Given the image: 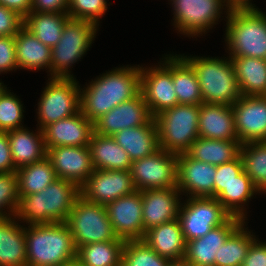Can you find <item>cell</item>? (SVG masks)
Here are the masks:
<instances>
[{"label": "cell", "instance_id": "1", "mask_svg": "<svg viewBox=\"0 0 266 266\" xmlns=\"http://www.w3.org/2000/svg\"><path fill=\"white\" fill-rule=\"evenodd\" d=\"M84 88L80 89L81 112L94 123L114 107L140 93V66L115 68L99 75Z\"/></svg>", "mask_w": 266, "mask_h": 266}, {"label": "cell", "instance_id": "2", "mask_svg": "<svg viewBox=\"0 0 266 266\" xmlns=\"http://www.w3.org/2000/svg\"><path fill=\"white\" fill-rule=\"evenodd\" d=\"M79 196L75 183L57 178L38 193L19 195L15 217L27 225L65 223Z\"/></svg>", "mask_w": 266, "mask_h": 266}, {"label": "cell", "instance_id": "3", "mask_svg": "<svg viewBox=\"0 0 266 266\" xmlns=\"http://www.w3.org/2000/svg\"><path fill=\"white\" fill-rule=\"evenodd\" d=\"M27 266H59L77 258V249L66 223L25 226Z\"/></svg>", "mask_w": 266, "mask_h": 266}, {"label": "cell", "instance_id": "4", "mask_svg": "<svg viewBox=\"0 0 266 266\" xmlns=\"http://www.w3.org/2000/svg\"><path fill=\"white\" fill-rule=\"evenodd\" d=\"M181 56L195 71L203 103L232 106L242 96L230 57Z\"/></svg>", "mask_w": 266, "mask_h": 266}, {"label": "cell", "instance_id": "5", "mask_svg": "<svg viewBox=\"0 0 266 266\" xmlns=\"http://www.w3.org/2000/svg\"><path fill=\"white\" fill-rule=\"evenodd\" d=\"M226 18L229 57L266 60V14L260 9L230 10Z\"/></svg>", "mask_w": 266, "mask_h": 266}, {"label": "cell", "instance_id": "6", "mask_svg": "<svg viewBox=\"0 0 266 266\" xmlns=\"http://www.w3.org/2000/svg\"><path fill=\"white\" fill-rule=\"evenodd\" d=\"M200 105L177 104L154 117L159 149L173 154L187 153L199 137Z\"/></svg>", "mask_w": 266, "mask_h": 266}, {"label": "cell", "instance_id": "7", "mask_svg": "<svg viewBox=\"0 0 266 266\" xmlns=\"http://www.w3.org/2000/svg\"><path fill=\"white\" fill-rule=\"evenodd\" d=\"M97 28L94 22L85 20L69 19L65 23L59 42L51 48V78H74L70 68L89 50Z\"/></svg>", "mask_w": 266, "mask_h": 266}, {"label": "cell", "instance_id": "8", "mask_svg": "<svg viewBox=\"0 0 266 266\" xmlns=\"http://www.w3.org/2000/svg\"><path fill=\"white\" fill-rule=\"evenodd\" d=\"M69 227L76 249L83 245L116 240L105 205L85 200L81 195L65 222Z\"/></svg>", "mask_w": 266, "mask_h": 266}, {"label": "cell", "instance_id": "9", "mask_svg": "<svg viewBox=\"0 0 266 266\" xmlns=\"http://www.w3.org/2000/svg\"><path fill=\"white\" fill-rule=\"evenodd\" d=\"M38 102V124L47 125L70 117L81 110L80 85L75 78H48Z\"/></svg>", "mask_w": 266, "mask_h": 266}, {"label": "cell", "instance_id": "10", "mask_svg": "<svg viewBox=\"0 0 266 266\" xmlns=\"http://www.w3.org/2000/svg\"><path fill=\"white\" fill-rule=\"evenodd\" d=\"M232 215L213 197H188L181 203L178 220L185 242L206 235L212 228L225 224Z\"/></svg>", "mask_w": 266, "mask_h": 266}, {"label": "cell", "instance_id": "11", "mask_svg": "<svg viewBox=\"0 0 266 266\" xmlns=\"http://www.w3.org/2000/svg\"><path fill=\"white\" fill-rule=\"evenodd\" d=\"M174 11V27L180 34L193 36L206 34L221 17L228 14L222 0H170ZM225 7V8H224ZM223 9V10H222Z\"/></svg>", "mask_w": 266, "mask_h": 266}, {"label": "cell", "instance_id": "12", "mask_svg": "<svg viewBox=\"0 0 266 266\" xmlns=\"http://www.w3.org/2000/svg\"><path fill=\"white\" fill-rule=\"evenodd\" d=\"M163 59L159 66L140 67V92L153 117L178 104L172 78V54Z\"/></svg>", "mask_w": 266, "mask_h": 266}, {"label": "cell", "instance_id": "13", "mask_svg": "<svg viewBox=\"0 0 266 266\" xmlns=\"http://www.w3.org/2000/svg\"><path fill=\"white\" fill-rule=\"evenodd\" d=\"M178 155L159 149L153 155L132 161L130 172L136 190L177 187Z\"/></svg>", "mask_w": 266, "mask_h": 266}, {"label": "cell", "instance_id": "14", "mask_svg": "<svg viewBox=\"0 0 266 266\" xmlns=\"http://www.w3.org/2000/svg\"><path fill=\"white\" fill-rule=\"evenodd\" d=\"M136 188L130 170H98L80 187V195L87 201L107 205L130 195Z\"/></svg>", "mask_w": 266, "mask_h": 266}, {"label": "cell", "instance_id": "15", "mask_svg": "<svg viewBox=\"0 0 266 266\" xmlns=\"http://www.w3.org/2000/svg\"><path fill=\"white\" fill-rule=\"evenodd\" d=\"M108 218L115 235L124 241L142 240L144 225L142 219L141 191L122 196L106 205Z\"/></svg>", "mask_w": 266, "mask_h": 266}, {"label": "cell", "instance_id": "16", "mask_svg": "<svg viewBox=\"0 0 266 266\" xmlns=\"http://www.w3.org/2000/svg\"><path fill=\"white\" fill-rule=\"evenodd\" d=\"M232 108L241 144L266 141V96L242 95Z\"/></svg>", "mask_w": 266, "mask_h": 266}, {"label": "cell", "instance_id": "17", "mask_svg": "<svg viewBox=\"0 0 266 266\" xmlns=\"http://www.w3.org/2000/svg\"><path fill=\"white\" fill-rule=\"evenodd\" d=\"M153 118L140 92L97 119L93 123L94 132L103 136H113L126 128L147 125Z\"/></svg>", "mask_w": 266, "mask_h": 266}, {"label": "cell", "instance_id": "18", "mask_svg": "<svg viewBox=\"0 0 266 266\" xmlns=\"http://www.w3.org/2000/svg\"><path fill=\"white\" fill-rule=\"evenodd\" d=\"M57 178L75 183L79 188L94 172L88 146H59L47 150Z\"/></svg>", "mask_w": 266, "mask_h": 266}, {"label": "cell", "instance_id": "19", "mask_svg": "<svg viewBox=\"0 0 266 266\" xmlns=\"http://www.w3.org/2000/svg\"><path fill=\"white\" fill-rule=\"evenodd\" d=\"M216 165L193 159L188 153L178 155L177 188L188 197H213ZM189 194V196H188Z\"/></svg>", "mask_w": 266, "mask_h": 266}, {"label": "cell", "instance_id": "20", "mask_svg": "<svg viewBox=\"0 0 266 266\" xmlns=\"http://www.w3.org/2000/svg\"><path fill=\"white\" fill-rule=\"evenodd\" d=\"M144 234L152 227L178 218L181 192L177 187L141 191Z\"/></svg>", "mask_w": 266, "mask_h": 266}, {"label": "cell", "instance_id": "21", "mask_svg": "<svg viewBox=\"0 0 266 266\" xmlns=\"http://www.w3.org/2000/svg\"><path fill=\"white\" fill-rule=\"evenodd\" d=\"M42 131L48 150L59 146H88L94 126L80 110L70 117L47 125Z\"/></svg>", "mask_w": 266, "mask_h": 266}, {"label": "cell", "instance_id": "22", "mask_svg": "<svg viewBox=\"0 0 266 266\" xmlns=\"http://www.w3.org/2000/svg\"><path fill=\"white\" fill-rule=\"evenodd\" d=\"M243 222L241 218L232 216L225 224L212 228L206 235L186 242L184 259L193 266H215L216 251Z\"/></svg>", "mask_w": 266, "mask_h": 266}, {"label": "cell", "instance_id": "23", "mask_svg": "<svg viewBox=\"0 0 266 266\" xmlns=\"http://www.w3.org/2000/svg\"><path fill=\"white\" fill-rule=\"evenodd\" d=\"M199 137L217 140H238L232 106L200 104Z\"/></svg>", "mask_w": 266, "mask_h": 266}, {"label": "cell", "instance_id": "24", "mask_svg": "<svg viewBox=\"0 0 266 266\" xmlns=\"http://www.w3.org/2000/svg\"><path fill=\"white\" fill-rule=\"evenodd\" d=\"M37 130L34 133L22 127L7 132L12 160L17 170L47 156L43 131L38 127Z\"/></svg>", "mask_w": 266, "mask_h": 266}, {"label": "cell", "instance_id": "25", "mask_svg": "<svg viewBox=\"0 0 266 266\" xmlns=\"http://www.w3.org/2000/svg\"><path fill=\"white\" fill-rule=\"evenodd\" d=\"M142 240L164 258H184L186 242L178 219L150 228Z\"/></svg>", "mask_w": 266, "mask_h": 266}, {"label": "cell", "instance_id": "26", "mask_svg": "<svg viewBox=\"0 0 266 266\" xmlns=\"http://www.w3.org/2000/svg\"><path fill=\"white\" fill-rule=\"evenodd\" d=\"M16 219H0V266H27L25 227Z\"/></svg>", "mask_w": 266, "mask_h": 266}, {"label": "cell", "instance_id": "27", "mask_svg": "<svg viewBox=\"0 0 266 266\" xmlns=\"http://www.w3.org/2000/svg\"><path fill=\"white\" fill-rule=\"evenodd\" d=\"M112 137L129 154L132 161L153 155L159 150L154 118L147 125L126 128Z\"/></svg>", "mask_w": 266, "mask_h": 266}, {"label": "cell", "instance_id": "28", "mask_svg": "<svg viewBox=\"0 0 266 266\" xmlns=\"http://www.w3.org/2000/svg\"><path fill=\"white\" fill-rule=\"evenodd\" d=\"M16 61L18 69L47 70L51 78V47L40 42L24 26L15 35Z\"/></svg>", "mask_w": 266, "mask_h": 266}, {"label": "cell", "instance_id": "29", "mask_svg": "<svg viewBox=\"0 0 266 266\" xmlns=\"http://www.w3.org/2000/svg\"><path fill=\"white\" fill-rule=\"evenodd\" d=\"M88 147L94 169L119 171L131 169L132 160L129 154L112 136L93 132Z\"/></svg>", "mask_w": 266, "mask_h": 266}, {"label": "cell", "instance_id": "30", "mask_svg": "<svg viewBox=\"0 0 266 266\" xmlns=\"http://www.w3.org/2000/svg\"><path fill=\"white\" fill-rule=\"evenodd\" d=\"M242 95L266 96V60L230 57Z\"/></svg>", "mask_w": 266, "mask_h": 266}, {"label": "cell", "instance_id": "31", "mask_svg": "<svg viewBox=\"0 0 266 266\" xmlns=\"http://www.w3.org/2000/svg\"><path fill=\"white\" fill-rule=\"evenodd\" d=\"M239 140H217L198 137L187 152L193 159L221 165L233 161L239 156Z\"/></svg>", "mask_w": 266, "mask_h": 266}, {"label": "cell", "instance_id": "32", "mask_svg": "<svg viewBox=\"0 0 266 266\" xmlns=\"http://www.w3.org/2000/svg\"><path fill=\"white\" fill-rule=\"evenodd\" d=\"M70 19L67 13L34 12L24 18V27L44 45L54 47L60 40L64 25Z\"/></svg>", "mask_w": 266, "mask_h": 266}, {"label": "cell", "instance_id": "33", "mask_svg": "<svg viewBox=\"0 0 266 266\" xmlns=\"http://www.w3.org/2000/svg\"><path fill=\"white\" fill-rule=\"evenodd\" d=\"M172 78L178 104L200 105L203 103L195 71L181 55L172 54Z\"/></svg>", "mask_w": 266, "mask_h": 266}, {"label": "cell", "instance_id": "34", "mask_svg": "<svg viewBox=\"0 0 266 266\" xmlns=\"http://www.w3.org/2000/svg\"><path fill=\"white\" fill-rule=\"evenodd\" d=\"M260 193V191L253 185L250 177L243 171L235 180L231 182L225 189L216 197V199L223 205V207L232 215L242 220L247 213L244 208L245 204L249 202L252 196Z\"/></svg>", "mask_w": 266, "mask_h": 266}, {"label": "cell", "instance_id": "35", "mask_svg": "<svg viewBox=\"0 0 266 266\" xmlns=\"http://www.w3.org/2000/svg\"><path fill=\"white\" fill-rule=\"evenodd\" d=\"M124 244V240L117 238L83 245L77 249L76 260L81 266H122Z\"/></svg>", "mask_w": 266, "mask_h": 266}, {"label": "cell", "instance_id": "36", "mask_svg": "<svg viewBox=\"0 0 266 266\" xmlns=\"http://www.w3.org/2000/svg\"><path fill=\"white\" fill-rule=\"evenodd\" d=\"M16 174L19 195L38 193L57 179L52 162L47 156L38 162L19 168Z\"/></svg>", "mask_w": 266, "mask_h": 266}, {"label": "cell", "instance_id": "37", "mask_svg": "<svg viewBox=\"0 0 266 266\" xmlns=\"http://www.w3.org/2000/svg\"><path fill=\"white\" fill-rule=\"evenodd\" d=\"M244 224L247 225L246 221L216 251L215 266H242L251 243L257 238Z\"/></svg>", "mask_w": 266, "mask_h": 266}, {"label": "cell", "instance_id": "38", "mask_svg": "<svg viewBox=\"0 0 266 266\" xmlns=\"http://www.w3.org/2000/svg\"><path fill=\"white\" fill-rule=\"evenodd\" d=\"M239 156L243 163V171L260 193L266 194V141L241 144Z\"/></svg>", "mask_w": 266, "mask_h": 266}, {"label": "cell", "instance_id": "39", "mask_svg": "<svg viewBox=\"0 0 266 266\" xmlns=\"http://www.w3.org/2000/svg\"><path fill=\"white\" fill-rule=\"evenodd\" d=\"M169 259L160 256L143 240L125 241L122 266H167Z\"/></svg>", "mask_w": 266, "mask_h": 266}, {"label": "cell", "instance_id": "40", "mask_svg": "<svg viewBox=\"0 0 266 266\" xmlns=\"http://www.w3.org/2000/svg\"><path fill=\"white\" fill-rule=\"evenodd\" d=\"M23 104L7 88L0 95V131L8 132L24 127Z\"/></svg>", "mask_w": 266, "mask_h": 266}, {"label": "cell", "instance_id": "41", "mask_svg": "<svg viewBox=\"0 0 266 266\" xmlns=\"http://www.w3.org/2000/svg\"><path fill=\"white\" fill-rule=\"evenodd\" d=\"M19 198L16 172L0 173V219L15 216Z\"/></svg>", "mask_w": 266, "mask_h": 266}, {"label": "cell", "instance_id": "42", "mask_svg": "<svg viewBox=\"0 0 266 266\" xmlns=\"http://www.w3.org/2000/svg\"><path fill=\"white\" fill-rule=\"evenodd\" d=\"M107 8L106 0H68L67 14L70 19L94 22L99 26V19Z\"/></svg>", "mask_w": 266, "mask_h": 266}, {"label": "cell", "instance_id": "43", "mask_svg": "<svg viewBox=\"0 0 266 266\" xmlns=\"http://www.w3.org/2000/svg\"><path fill=\"white\" fill-rule=\"evenodd\" d=\"M243 172V163L238 156L231 162L216 166L214 179V198H216L231 182Z\"/></svg>", "mask_w": 266, "mask_h": 266}, {"label": "cell", "instance_id": "44", "mask_svg": "<svg viewBox=\"0 0 266 266\" xmlns=\"http://www.w3.org/2000/svg\"><path fill=\"white\" fill-rule=\"evenodd\" d=\"M17 69L15 36H0V74Z\"/></svg>", "mask_w": 266, "mask_h": 266}, {"label": "cell", "instance_id": "45", "mask_svg": "<svg viewBox=\"0 0 266 266\" xmlns=\"http://www.w3.org/2000/svg\"><path fill=\"white\" fill-rule=\"evenodd\" d=\"M23 25V17L0 5V36H15Z\"/></svg>", "mask_w": 266, "mask_h": 266}, {"label": "cell", "instance_id": "46", "mask_svg": "<svg viewBox=\"0 0 266 266\" xmlns=\"http://www.w3.org/2000/svg\"><path fill=\"white\" fill-rule=\"evenodd\" d=\"M242 266H266V243L255 239L250 245Z\"/></svg>", "mask_w": 266, "mask_h": 266}, {"label": "cell", "instance_id": "47", "mask_svg": "<svg viewBox=\"0 0 266 266\" xmlns=\"http://www.w3.org/2000/svg\"><path fill=\"white\" fill-rule=\"evenodd\" d=\"M8 140V133L0 131V173L16 172Z\"/></svg>", "mask_w": 266, "mask_h": 266}, {"label": "cell", "instance_id": "48", "mask_svg": "<svg viewBox=\"0 0 266 266\" xmlns=\"http://www.w3.org/2000/svg\"><path fill=\"white\" fill-rule=\"evenodd\" d=\"M68 0H32L34 12L67 13Z\"/></svg>", "mask_w": 266, "mask_h": 266}, {"label": "cell", "instance_id": "49", "mask_svg": "<svg viewBox=\"0 0 266 266\" xmlns=\"http://www.w3.org/2000/svg\"><path fill=\"white\" fill-rule=\"evenodd\" d=\"M0 5L25 18L32 10V0H0Z\"/></svg>", "mask_w": 266, "mask_h": 266}, {"label": "cell", "instance_id": "50", "mask_svg": "<svg viewBox=\"0 0 266 266\" xmlns=\"http://www.w3.org/2000/svg\"><path fill=\"white\" fill-rule=\"evenodd\" d=\"M228 10H247V9H259L253 5L251 0H222Z\"/></svg>", "mask_w": 266, "mask_h": 266}, {"label": "cell", "instance_id": "51", "mask_svg": "<svg viewBox=\"0 0 266 266\" xmlns=\"http://www.w3.org/2000/svg\"><path fill=\"white\" fill-rule=\"evenodd\" d=\"M167 266H193L189 261L184 258L179 260H169Z\"/></svg>", "mask_w": 266, "mask_h": 266}, {"label": "cell", "instance_id": "52", "mask_svg": "<svg viewBox=\"0 0 266 266\" xmlns=\"http://www.w3.org/2000/svg\"><path fill=\"white\" fill-rule=\"evenodd\" d=\"M59 266H81L80 263L77 260H74L70 263H66L64 265H59Z\"/></svg>", "mask_w": 266, "mask_h": 266}, {"label": "cell", "instance_id": "53", "mask_svg": "<svg viewBox=\"0 0 266 266\" xmlns=\"http://www.w3.org/2000/svg\"><path fill=\"white\" fill-rule=\"evenodd\" d=\"M5 85L0 81V95L3 93V91L6 89Z\"/></svg>", "mask_w": 266, "mask_h": 266}]
</instances>
